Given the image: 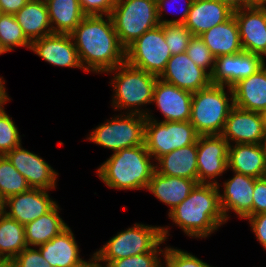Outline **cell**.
Returning a JSON list of instances; mask_svg holds the SVG:
<instances>
[{
	"mask_svg": "<svg viewBox=\"0 0 266 267\" xmlns=\"http://www.w3.org/2000/svg\"><path fill=\"white\" fill-rule=\"evenodd\" d=\"M70 36L85 72L105 73L125 62L110 15H86Z\"/></svg>",
	"mask_w": 266,
	"mask_h": 267,
	"instance_id": "obj_1",
	"label": "cell"
},
{
	"mask_svg": "<svg viewBox=\"0 0 266 267\" xmlns=\"http://www.w3.org/2000/svg\"><path fill=\"white\" fill-rule=\"evenodd\" d=\"M219 185L198 183L187 198L168 212L176 226L192 238H207L227 223L219 202Z\"/></svg>",
	"mask_w": 266,
	"mask_h": 267,
	"instance_id": "obj_2",
	"label": "cell"
},
{
	"mask_svg": "<svg viewBox=\"0 0 266 267\" xmlns=\"http://www.w3.org/2000/svg\"><path fill=\"white\" fill-rule=\"evenodd\" d=\"M153 157L145 144L122 149L113 154L97 169V176L109 187L119 190L147 188L155 171Z\"/></svg>",
	"mask_w": 266,
	"mask_h": 267,
	"instance_id": "obj_3",
	"label": "cell"
},
{
	"mask_svg": "<svg viewBox=\"0 0 266 267\" xmlns=\"http://www.w3.org/2000/svg\"><path fill=\"white\" fill-rule=\"evenodd\" d=\"M105 73L110 75L113 73V79L109 83L114 92L111 103L114 111L128 109L126 113L144 116L149 113L148 108L143 109L142 107L152 103L154 87L159 77L126 62Z\"/></svg>",
	"mask_w": 266,
	"mask_h": 267,
	"instance_id": "obj_4",
	"label": "cell"
},
{
	"mask_svg": "<svg viewBox=\"0 0 266 267\" xmlns=\"http://www.w3.org/2000/svg\"><path fill=\"white\" fill-rule=\"evenodd\" d=\"M233 107L232 88L210 84L193 93L189 122L199 135H221Z\"/></svg>",
	"mask_w": 266,
	"mask_h": 267,
	"instance_id": "obj_5",
	"label": "cell"
},
{
	"mask_svg": "<svg viewBox=\"0 0 266 267\" xmlns=\"http://www.w3.org/2000/svg\"><path fill=\"white\" fill-rule=\"evenodd\" d=\"M168 228L135 223L118 232L95 253L100 263L104 264L102 266L107 267L114 260L151 252L167 241L170 236Z\"/></svg>",
	"mask_w": 266,
	"mask_h": 267,
	"instance_id": "obj_6",
	"label": "cell"
},
{
	"mask_svg": "<svg viewBox=\"0 0 266 267\" xmlns=\"http://www.w3.org/2000/svg\"><path fill=\"white\" fill-rule=\"evenodd\" d=\"M110 16L125 49L146 31L160 25L156 0H116Z\"/></svg>",
	"mask_w": 266,
	"mask_h": 267,
	"instance_id": "obj_7",
	"label": "cell"
},
{
	"mask_svg": "<svg viewBox=\"0 0 266 267\" xmlns=\"http://www.w3.org/2000/svg\"><path fill=\"white\" fill-rule=\"evenodd\" d=\"M146 117L136 113L114 115L90 132L86 140L114 152L144 144Z\"/></svg>",
	"mask_w": 266,
	"mask_h": 267,
	"instance_id": "obj_8",
	"label": "cell"
},
{
	"mask_svg": "<svg viewBox=\"0 0 266 267\" xmlns=\"http://www.w3.org/2000/svg\"><path fill=\"white\" fill-rule=\"evenodd\" d=\"M151 114L149 112L145 116L144 144L154 161L171 151L197 142L199 134L189 121H160Z\"/></svg>",
	"mask_w": 266,
	"mask_h": 267,
	"instance_id": "obj_9",
	"label": "cell"
},
{
	"mask_svg": "<svg viewBox=\"0 0 266 267\" xmlns=\"http://www.w3.org/2000/svg\"><path fill=\"white\" fill-rule=\"evenodd\" d=\"M172 56L162 24L146 31L125 49V62L160 77Z\"/></svg>",
	"mask_w": 266,
	"mask_h": 267,
	"instance_id": "obj_10",
	"label": "cell"
},
{
	"mask_svg": "<svg viewBox=\"0 0 266 267\" xmlns=\"http://www.w3.org/2000/svg\"><path fill=\"white\" fill-rule=\"evenodd\" d=\"M228 142L221 135H199L197 139L198 183L216 184L228 170Z\"/></svg>",
	"mask_w": 266,
	"mask_h": 267,
	"instance_id": "obj_11",
	"label": "cell"
},
{
	"mask_svg": "<svg viewBox=\"0 0 266 267\" xmlns=\"http://www.w3.org/2000/svg\"><path fill=\"white\" fill-rule=\"evenodd\" d=\"M265 58L247 51L215 57L211 84L232 88L265 65Z\"/></svg>",
	"mask_w": 266,
	"mask_h": 267,
	"instance_id": "obj_12",
	"label": "cell"
},
{
	"mask_svg": "<svg viewBox=\"0 0 266 267\" xmlns=\"http://www.w3.org/2000/svg\"><path fill=\"white\" fill-rule=\"evenodd\" d=\"M26 179L31 188L56 189L58 173L42 157L22 147L4 155Z\"/></svg>",
	"mask_w": 266,
	"mask_h": 267,
	"instance_id": "obj_13",
	"label": "cell"
},
{
	"mask_svg": "<svg viewBox=\"0 0 266 267\" xmlns=\"http://www.w3.org/2000/svg\"><path fill=\"white\" fill-rule=\"evenodd\" d=\"M238 27L243 51L265 58L266 56V6L253 5L233 13Z\"/></svg>",
	"mask_w": 266,
	"mask_h": 267,
	"instance_id": "obj_14",
	"label": "cell"
},
{
	"mask_svg": "<svg viewBox=\"0 0 266 267\" xmlns=\"http://www.w3.org/2000/svg\"><path fill=\"white\" fill-rule=\"evenodd\" d=\"M265 134L262 113L233 107L227 116L221 136L233 144H261Z\"/></svg>",
	"mask_w": 266,
	"mask_h": 267,
	"instance_id": "obj_15",
	"label": "cell"
},
{
	"mask_svg": "<svg viewBox=\"0 0 266 267\" xmlns=\"http://www.w3.org/2000/svg\"><path fill=\"white\" fill-rule=\"evenodd\" d=\"M233 172V177L223 183V193L219 192L221 211L226 222L230 218V210L241 219L252 216L253 190L256 178Z\"/></svg>",
	"mask_w": 266,
	"mask_h": 267,
	"instance_id": "obj_16",
	"label": "cell"
},
{
	"mask_svg": "<svg viewBox=\"0 0 266 267\" xmlns=\"http://www.w3.org/2000/svg\"><path fill=\"white\" fill-rule=\"evenodd\" d=\"M30 50L53 66L83 69L70 34L52 33L33 40Z\"/></svg>",
	"mask_w": 266,
	"mask_h": 267,
	"instance_id": "obj_17",
	"label": "cell"
},
{
	"mask_svg": "<svg viewBox=\"0 0 266 267\" xmlns=\"http://www.w3.org/2000/svg\"><path fill=\"white\" fill-rule=\"evenodd\" d=\"M159 79L192 93L211 84L210 75L198 67L186 52L172 55Z\"/></svg>",
	"mask_w": 266,
	"mask_h": 267,
	"instance_id": "obj_18",
	"label": "cell"
},
{
	"mask_svg": "<svg viewBox=\"0 0 266 267\" xmlns=\"http://www.w3.org/2000/svg\"><path fill=\"white\" fill-rule=\"evenodd\" d=\"M48 191L30 188L26 192L13 195L6 199L4 213L23 225L32 222L57 204L50 198Z\"/></svg>",
	"mask_w": 266,
	"mask_h": 267,
	"instance_id": "obj_19",
	"label": "cell"
},
{
	"mask_svg": "<svg viewBox=\"0 0 266 267\" xmlns=\"http://www.w3.org/2000/svg\"><path fill=\"white\" fill-rule=\"evenodd\" d=\"M193 93L180 89L175 85L157 79L152 103L164 116V120L171 122L189 121L191 116Z\"/></svg>",
	"mask_w": 266,
	"mask_h": 267,
	"instance_id": "obj_20",
	"label": "cell"
},
{
	"mask_svg": "<svg viewBox=\"0 0 266 267\" xmlns=\"http://www.w3.org/2000/svg\"><path fill=\"white\" fill-rule=\"evenodd\" d=\"M234 11L219 0H194L184 26L193 36L229 20Z\"/></svg>",
	"mask_w": 266,
	"mask_h": 267,
	"instance_id": "obj_21",
	"label": "cell"
},
{
	"mask_svg": "<svg viewBox=\"0 0 266 267\" xmlns=\"http://www.w3.org/2000/svg\"><path fill=\"white\" fill-rule=\"evenodd\" d=\"M234 106L246 111L266 112V64L232 87Z\"/></svg>",
	"mask_w": 266,
	"mask_h": 267,
	"instance_id": "obj_22",
	"label": "cell"
},
{
	"mask_svg": "<svg viewBox=\"0 0 266 267\" xmlns=\"http://www.w3.org/2000/svg\"><path fill=\"white\" fill-rule=\"evenodd\" d=\"M197 184L196 180L165 176L154 171L146 190L160 202L169 206L170 212L189 196Z\"/></svg>",
	"mask_w": 266,
	"mask_h": 267,
	"instance_id": "obj_23",
	"label": "cell"
},
{
	"mask_svg": "<svg viewBox=\"0 0 266 267\" xmlns=\"http://www.w3.org/2000/svg\"><path fill=\"white\" fill-rule=\"evenodd\" d=\"M161 175L181 177L198 182L197 142L167 153L155 161Z\"/></svg>",
	"mask_w": 266,
	"mask_h": 267,
	"instance_id": "obj_24",
	"label": "cell"
},
{
	"mask_svg": "<svg viewBox=\"0 0 266 267\" xmlns=\"http://www.w3.org/2000/svg\"><path fill=\"white\" fill-rule=\"evenodd\" d=\"M74 236L67 226L56 237L37 247L52 267H73L83 260Z\"/></svg>",
	"mask_w": 266,
	"mask_h": 267,
	"instance_id": "obj_25",
	"label": "cell"
},
{
	"mask_svg": "<svg viewBox=\"0 0 266 267\" xmlns=\"http://www.w3.org/2000/svg\"><path fill=\"white\" fill-rule=\"evenodd\" d=\"M228 169L254 178L265 177L266 157L261 144L229 145Z\"/></svg>",
	"mask_w": 266,
	"mask_h": 267,
	"instance_id": "obj_26",
	"label": "cell"
},
{
	"mask_svg": "<svg viewBox=\"0 0 266 267\" xmlns=\"http://www.w3.org/2000/svg\"><path fill=\"white\" fill-rule=\"evenodd\" d=\"M210 52L215 56L237 54L243 51L239 27L234 15L200 35Z\"/></svg>",
	"mask_w": 266,
	"mask_h": 267,
	"instance_id": "obj_27",
	"label": "cell"
},
{
	"mask_svg": "<svg viewBox=\"0 0 266 267\" xmlns=\"http://www.w3.org/2000/svg\"><path fill=\"white\" fill-rule=\"evenodd\" d=\"M14 16L31 42L53 33L44 0H29Z\"/></svg>",
	"mask_w": 266,
	"mask_h": 267,
	"instance_id": "obj_28",
	"label": "cell"
},
{
	"mask_svg": "<svg viewBox=\"0 0 266 267\" xmlns=\"http://www.w3.org/2000/svg\"><path fill=\"white\" fill-rule=\"evenodd\" d=\"M60 207L56 204L49 212L24 225L28 247H37L56 237L68 225L59 215Z\"/></svg>",
	"mask_w": 266,
	"mask_h": 267,
	"instance_id": "obj_29",
	"label": "cell"
},
{
	"mask_svg": "<svg viewBox=\"0 0 266 267\" xmlns=\"http://www.w3.org/2000/svg\"><path fill=\"white\" fill-rule=\"evenodd\" d=\"M53 33L70 34L86 16L79 0H44Z\"/></svg>",
	"mask_w": 266,
	"mask_h": 267,
	"instance_id": "obj_30",
	"label": "cell"
},
{
	"mask_svg": "<svg viewBox=\"0 0 266 267\" xmlns=\"http://www.w3.org/2000/svg\"><path fill=\"white\" fill-rule=\"evenodd\" d=\"M28 247L24 225L5 213L0 216V261L9 264L23 249Z\"/></svg>",
	"mask_w": 266,
	"mask_h": 267,
	"instance_id": "obj_31",
	"label": "cell"
},
{
	"mask_svg": "<svg viewBox=\"0 0 266 267\" xmlns=\"http://www.w3.org/2000/svg\"><path fill=\"white\" fill-rule=\"evenodd\" d=\"M31 187L5 156H0V193L5 199L26 192Z\"/></svg>",
	"mask_w": 266,
	"mask_h": 267,
	"instance_id": "obj_32",
	"label": "cell"
},
{
	"mask_svg": "<svg viewBox=\"0 0 266 267\" xmlns=\"http://www.w3.org/2000/svg\"><path fill=\"white\" fill-rule=\"evenodd\" d=\"M0 41L7 52L15 47L31 48V41L24 34L14 14H0Z\"/></svg>",
	"mask_w": 266,
	"mask_h": 267,
	"instance_id": "obj_33",
	"label": "cell"
},
{
	"mask_svg": "<svg viewBox=\"0 0 266 267\" xmlns=\"http://www.w3.org/2000/svg\"><path fill=\"white\" fill-rule=\"evenodd\" d=\"M10 100L7 93L0 97V156L21 145V135L17 125L4 110V105Z\"/></svg>",
	"mask_w": 266,
	"mask_h": 267,
	"instance_id": "obj_34",
	"label": "cell"
},
{
	"mask_svg": "<svg viewBox=\"0 0 266 267\" xmlns=\"http://www.w3.org/2000/svg\"><path fill=\"white\" fill-rule=\"evenodd\" d=\"M162 29L172 55L186 52L193 34L184 24H162Z\"/></svg>",
	"mask_w": 266,
	"mask_h": 267,
	"instance_id": "obj_35",
	"label": "cell"
},
{
	"mask_svg": "<svg viewBox=\"0 0 266 267\" xmlns=\"http://www.w3.org/2000/svg\"><path fill=\"white\" fill-rule=\"evenodd\" d=\"M186 53L198 67L204 69L209 75L212 74L215 56L210 52L200 36H193L190 39Z\"/></svg>",
	"mask_w": 266,
	"mask_h": 267,
	"instance_id": "obj_36",
	"label": "cell"
},
{
	"mask_svg": "<svg viewBox=\"0 0 266 267\" xmlns=\"http://www.w3.org/2000/svg\"><path fill=\"white\" fill-rule=\"evenodd\" d=\"M160 267H212L187 251L165 246ZM214 267V266H213Z\"/></svg>",
	"mask_w": 266,
	"mask_h": 267,
	"instance_id": "obj_37",
	"label": "cell"
},
{
	"mask_svg": "<svg viewBox=\"0 0 266 267\" xmlns=\"http://www.w3.org/2000/svg\"><path fill=\"white\" fill-rule=\"evenodd\" d=\"M158 245L153 251L112 261L107 267H160L165 248Z\"/></svg>",
	"mask_w": 266,
	"mask_h": 267,
	"instance_id": "obj_38",
	"label": "cell"
},
{
	"mask_svg": "<svg viewBox=\"0 0 266 267\" xmlns=\"http://www.w3.org/2000/svg\"><path fill=\"white\" fill-rule=\"evenodd\" d=\"M36 247H26L8 265L10 267H52Z\"/></svg>",
	"mask_w": 266,
	"mask_h": 267,
	"instance_id": "obj_39",
	"label": "cell"
},
{
	"mask_svg": "<svg viewBox=\"0 0 266 267\" xmlns=\"http://www.w3.org/2000/svg\"><path fill=\"white\" fill-rule=\"evenodd\" d=\"M116 0H79L85 15H111Z\"/></svg>",
	"mask_w": 266,
	"mask_h": 267,
	"instance_id": "obj_40",
	"label": "cell"
},
{
	"mask_svg": "<svg viewBox=\"0 0 266 267\" xmlns=\"http://www.w3.org/2000/svg\"><path fill=\"white\" fill-rule=\"evenodd\" d=\"M264 212H266V177L255 179L252 216Z\"/></svg>",
	"mask_w": 266,
	"mask_h": 267,
	"instance_id": "obj_41",
	"label": "cell"
},
{
	"mask_svg": "<svg viewBox=\"0 0 266 267\" xmlns=\"http://www.w3.org/2000/svg\"><path fill=\"white\" fill-rule=\"evenodd\" d=\"M172 1H174V0H156V2H157V16H158V20H159L160 24H184L185 21L187 20L188 13L191 9V6H192V3L194 0H184V1H186V2H184V4L186 6L183 8V10H182L183 12L181 14V17H179L178 19H176V18L171 19V20L163 19L162 15L166 16V13L163 14V12L166 10L167 4H170V2H172Z\"/></svg>",
	"mask_w": 266,
	"mask_h": 267,
	"instance_id": "obj_42",
	"label": "cell"
},
{
	"mask_svg": "<svg viewBox=\"0 0 266 267\" xmlns=\"http://www.w3.org/2000/svg\"><path fill=\"white\" fill-rule=\"evenodd\" d=\"M261 246L266 250V212L245 218Z\"/></svg>",
	"mask_w": 266,
	"mask_h": 267,
	"instance_id": "obj_43",
	"label": "cell"
},
{
	"mask_svg": "<svg viewBox=\"0 0 266 267\" xmlns=\"http://www.w3.org/2000/svg\"><path fill=\"white\" fill-rule=\"evenodd\" d=\"M29 0H0L1 13L15 14L17 13Z\"/></svg>",
	"mask_w": 266,
	"mask_h": 267,
	"instance_id": "obj_44",
	"label": "cell"
},
{
	"mask_svg": "<svg viewBox=\"0 0 266 267\" xmlns=\"http://www.w3.org/2000/svg\"><path fill=\"white\" fill-rule=\"evenodd\" d=\"M219 1L228 6L233 11L253 6L251 0H219Z\"/></svg>",
	"mask_w": 266,
	"mask_h": 267,
	"instance_id": "obj_45",
	"label": "cell"
},
{
	"mask_svg": "<svg viewBox=\"0 0 266 267\" xmlns=\"http://www.w3.org/2000/svg\"><path fill=\"white\" fill-rule=\"evenodd\" d=\"M73 267H103V266L100 263L98 256L94 252L93 256L89 259L88 262L83 259Z\"/></svg>",
	"mask_w": 266,
	"mask_h": 267,
	"instance_id": "obj_46",
	"label": "cell"
},
{
	"mask_svg": "<svg viewBox=\"0 0 266 267\" xmlns=\"http://www.w3.org/2000/svg\"><path fill=\"white\" fill-rule=\"evenodd\" d=\"M5 202H6V199L0 193V216L3 215L5 212Z\"/></svg>",
	"mask_w": 266,
	"mask_h": 267,
	"instance_id": "obj_47",
	"label": "cell"
},
{
	"mask_svg": "<svg viewBox=\"0 0 266 267\" xmlns=\"http://www.w3.org/2000/svg\"><path fill=\"white\" fill-rule=\"evenodd\" d=\"M5 93H7L5 81H0V97Z\"/></svg>",
	"mask_w": 266,
	"mask_h": 267,
	"instance_id": "obj_48",
	"label": "cell"
},
{
	"mask_svg": "<svg viewBox=\"0 0 266 267\" xmlns=\"http://www.w3.org/2000/svg\"><path fill=\"white\" fill-rule=\"evenodd\" d=\"M261 146L263 148V152L265 153V157H266V133L264 134V136L262 138Z\"/></svg>",
	"mask_w": 266,
	"mask_h": 267,
	"instance_id": "obj_49",
	"label": "cell"
},
{
	"mask_svg": "<svg viewBox=\"0 0 266 267\" xmlns=\"http://www.w3.org/2000/svg\"><path fill=\"white\" fill-rule=\"evenodd\" d=\"M253 5H266V0H251Z\"/></svg>",
	"mask_w": 266,
	"mask_h": 267,
	"instance_id": "obj_50",
	"label": "cell"
},
{
	"mask_svg": "<svg viewBox=\"0 0 266 267\" xmlns=\"http://www.w3.org/2000/svg\"><path fill=\"white\" fill-rule=\"evenodd\" d=\"M4 53H8L7 50L3 47L1 41H0V55L4 54Z\"/></svg>",
	"mask_w": 266,
	"mask_h": 267,
	"instance_id": "obj_51",
	"label": "cell"
},
{
	"mask_svg": "<svg viewBox=\"0 0 266 267\" xmlns=\"http://www.w3.org/2000/svg\"><path fill=\"white\" fill-rule=\"evenodd\" d=\"M263 117H264L265 133H266V112L263 113Z\"/></svg>",
	"mask_w": 266,
	"mask_h": 267,
	"instance_id": "obj_52",
	"label": "cell"
},
{
	"mask_svg": "<svg viewBox=\"0 0 266 267\" xmlns=\"http://www.w3.org/2000/svg\"><path fill=\"white\" fill-rule=\"evenodd\" d=\"M0 267H10L8 264H0Z\"/></svg>",
	"mask_w": 266,
	"mask_h": 267,
	"instance_id": "obj_53",
	"label": "cell"
},
{
	"mask_svg": "<svg viewBox=\"0 0 266 267\" xmlns=\"http://www.w3.org/2000/svg\"><path fill=\"white\" fill-rule=\"evenodd\" d=\"M0 81H5V80L3 79V76H2V77H0Z\"/></svg>",
	"mask_w": 266,
	"mask_h": 267,
	"instance_id": "obj_54",
	"label": "cell"
}]
</instances>
